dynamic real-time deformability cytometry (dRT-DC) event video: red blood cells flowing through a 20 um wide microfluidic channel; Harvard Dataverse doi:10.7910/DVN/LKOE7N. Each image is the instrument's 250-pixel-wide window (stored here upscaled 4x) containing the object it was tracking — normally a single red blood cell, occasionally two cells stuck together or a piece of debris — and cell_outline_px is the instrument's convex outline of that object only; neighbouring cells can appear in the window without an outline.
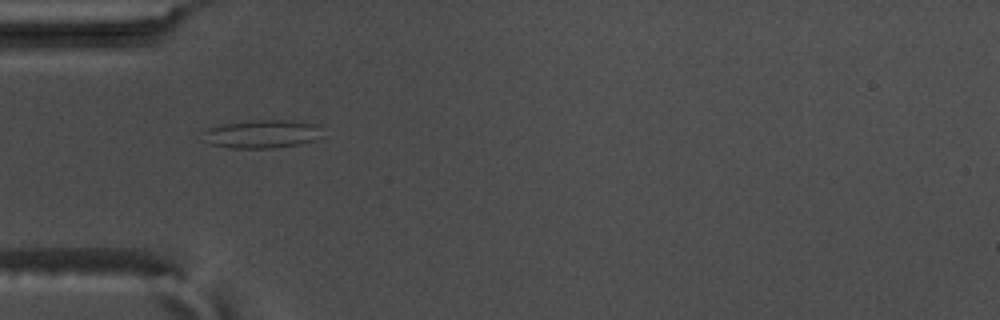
{"species": "common noctule bat (a hibernating species)", "species_latin": "Nyctalus noctula", "temperature_condition": "warm", "stored_images_in_passage": 39, "camera_frame_rate_fps": 3000, "um_per_image_px": 0.085, "animal": {"sex": "male", "body_mass_g": 17.5, "forearm_length_mm": 52.3}, "frame": {"image": 1, "passage_image": 1, "time_ms": 0.0, "image_size_px": [1000, 320], "cell_outline_px": [[320, 136], [312, 140], [300, 144], [272, 148], [228, 148], [208, 144], [204, 132], [208, 128], [224, 124], [252, 120], [284, 120], [316, 124]], "centroid_in_image_um": [22.22, 11.4], "position_along_channel_um": 62.8, "area_um2": 19.25}}
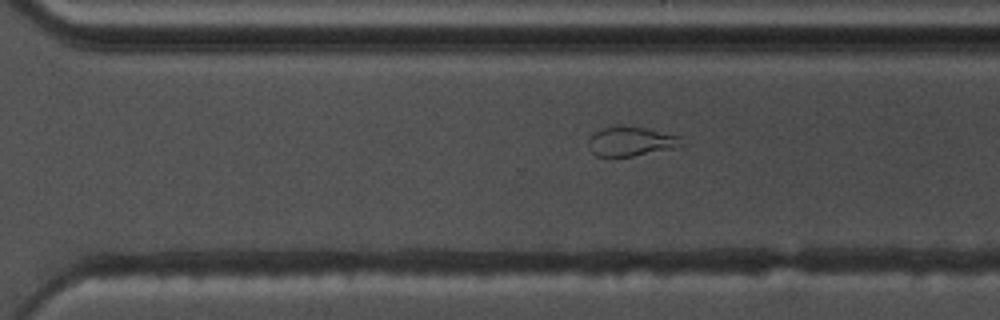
{"frame": {"image": 2, "passage_image": 22, "time_ms": 7.0, "image_size_px": [1000, 320], "cell_outline_px": [[680, 148], [632, 156], [596, 156], [588, 148], [588, 140], [596, 132], [604, 128], [620, 124], [624, 124], [644, 128], [680, 136]], "centroid_in_image_um": [53.62, 12.01], "position_along_channel_um": 317.0, "area_um2": 16.01}}
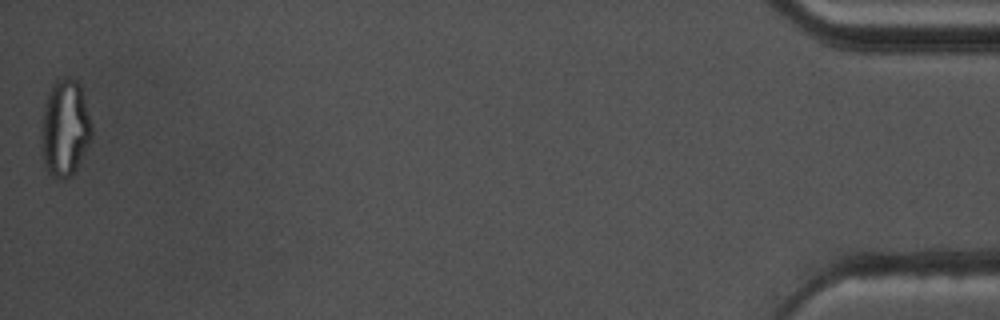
{"frame": {"image": 3, "passage_image": 39, "time_ms": 12.667, "image_size_px": [1000, 320], "cell_outline_px": [[92, 136], [88, 144], [72, 172], [68, 176], [52, 176], [48, 172], [40, 148], [40, 128], [44, 104], [48, 92], [52, 84], [56, 80], [64, 76], [68, 76], [76, 80], [80, 84], [92, 124]], "centroid_in_image_um": [5.48, 10.79], "position_along_channel_um": 429.7, "area_um2": 28.26}, "authors_computed_cell_mechanics": {"area_um2": 16.9354, "velocity_mm_per_s": 3.661, "shape_relaxation_time_tau1_ms": null, "shape_relaxation_time_tau2_ms": 1.667, "deformation_change_tau1": null, "deformation_change_tau2": 0.0958}}